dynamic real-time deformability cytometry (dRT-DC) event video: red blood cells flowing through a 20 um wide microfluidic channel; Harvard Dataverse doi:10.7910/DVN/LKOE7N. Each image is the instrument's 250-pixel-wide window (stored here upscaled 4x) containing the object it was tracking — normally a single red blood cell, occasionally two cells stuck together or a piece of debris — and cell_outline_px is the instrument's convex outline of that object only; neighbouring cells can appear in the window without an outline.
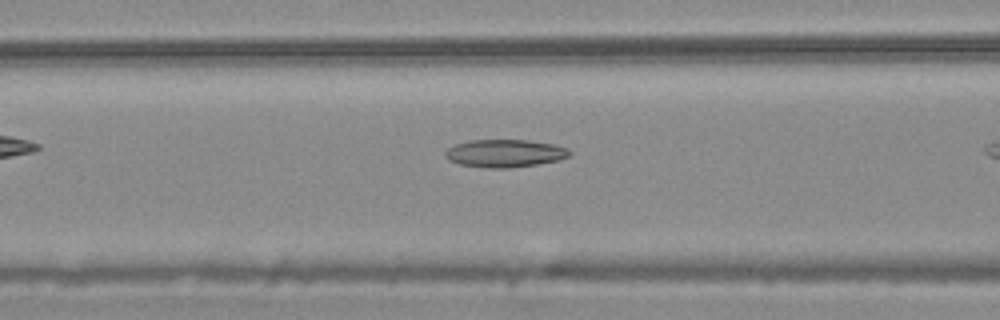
{"species": "common noctule bat (a hibernating species)", "species_latin": "Nyctalus noctula", "temperature_condition": "warm", "stored_images_in_passage": 5, "camera_frame_rate_fps": 3000, "um_per_image_px": 0.085, "animal": {"sex": "male", "body_mass_g": 20.4}, "frame": {"image": 1, "passage_image": 3, "time_ms": 0.667, "image_size_px": [1000, 320], "cell_outline_px": [[572, 152], [568, 156], [556, 160], [536, 164], [508, 168], [488, 168], [460, 164], [448, 160], [444, 156], [444, 152], [448, 148], [456, 144], [472, 140], [528, 140], [552, 144], [568, 148]], "centroid_in_image_um": [42.88, 13.03], "position_along_channel_um": 123.7, "area_um2": 19.94}}